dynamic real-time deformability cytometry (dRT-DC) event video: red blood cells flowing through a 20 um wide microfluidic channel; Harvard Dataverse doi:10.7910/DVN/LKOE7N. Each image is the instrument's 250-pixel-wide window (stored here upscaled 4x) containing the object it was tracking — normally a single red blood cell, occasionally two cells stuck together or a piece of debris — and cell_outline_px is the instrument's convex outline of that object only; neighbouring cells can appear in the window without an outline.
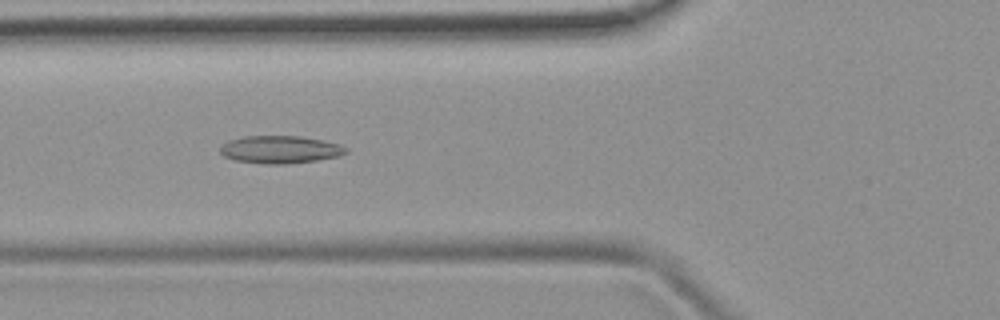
{"species": "common noctule bat (a hibernating species)", "species_latin": "Nyctalus noctula", "temperature_condition": "room temperature", "stored_images_in_passage": 51, "camera_frame_rate_fps": 3000, "um_per_image_px": 0.085, "animal": {"sex": "female", "body_mass_g": 19.9}, "frame": {"image": 1, "passage_image": 19, "time_ms": 6.0, "image_size_px": [1000, 320], "cell_outline_px": [[348, 152], [340, 156], [316, 160], [284, 164], [264, 164], [236, 160], [224, 156], [220, 152], [220, 148], [228, 140], [244, 136], [300, 136], [324, 140], [340, 144], [348, 148]], "centroid_in_image_um": [23.85, 12.7], "position_along_channel_um": 102.0, "area_um2": 20.29}}
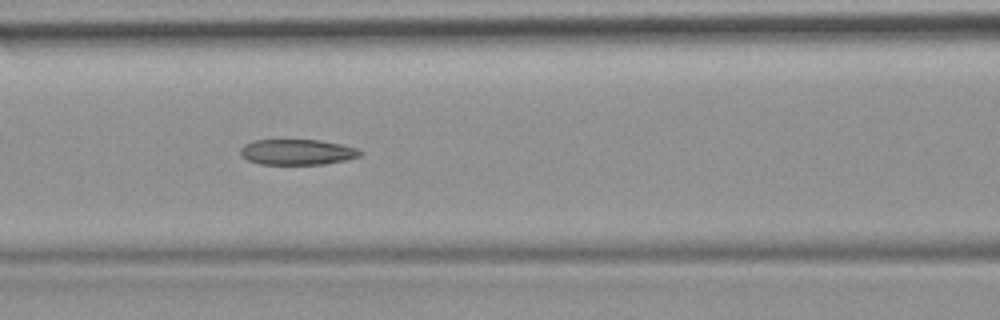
{"frame": {"image": 2, "passage_image": 22, "time_ms": 7.0, "image_size_px": [1000, 320], "cell_outline_px": [[364, 152], [360, 156], [344, 160], [324, 164], [260, 164], [248, 160], [240, 156], [240, 148], [244, 144], [252, 140], [320, 140], [340, 144], [356, 148]], "centroid_in_image_um": [25.23, 12.92], "position_along_channel_um": 141.4, "area_um2": 17.86}}
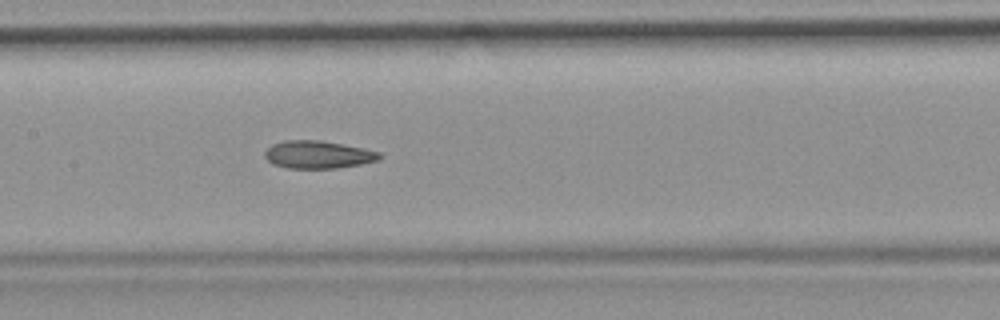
{"frame": {"image": 3, "passage_image": 25, "time_ms": 8.0, "image_size_px": [1000, 320], "cell_outline_px": [[384, 156], [380, 160], [360, 164], [336, 168], [288, 168], [272, 164], [264, 156], [264, 152], [272, 144], [284, 140], [320, 140], [364, 148], [380, 152]], "centroid_in_image_um": [27.05, 13.14], "position_along_channel_um": 180.4, "area_um2": 18.61}, "authors_computed_cell_mechanics": {"area_um2": 19.4786, "velocity_mm_per_s": 3.9138, "shape_relaxation_time_tau1_ms": null, "shape_relaxation_time_tau2_ms": 3.9917, "deformation_change_tau1": null, "deformation_change_tau2": 0.122}}